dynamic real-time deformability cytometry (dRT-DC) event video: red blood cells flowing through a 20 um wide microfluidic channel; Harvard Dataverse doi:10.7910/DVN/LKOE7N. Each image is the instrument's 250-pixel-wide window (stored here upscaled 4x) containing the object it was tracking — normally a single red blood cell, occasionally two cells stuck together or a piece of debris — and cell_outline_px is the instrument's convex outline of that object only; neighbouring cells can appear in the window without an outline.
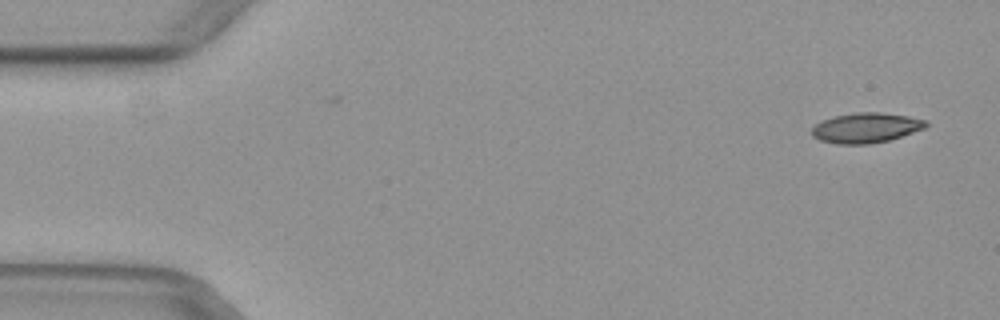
{"species": "common noctule bat (a hibernating species)", "species_latin": "Nyctalus noctula", "temperature_condition": "warm", "stored_images_in_passage": 9, "camera_frame_rate_fps": 3000, "um_per_image_px": 0.085, "animal": {"sex": "female", "body_mass_g": 29.2, "forearm_length_mm": 56.3}, "frame": {"image": 1, "passage_image": 2, "time_ms": 0.333, "image_size_px": [1000, 320], "cell_outline_px": [[928, 124], [924, 128], [888, 140], [868, 144], [836, 144], [820, 140], [812, 136], [812, 128], [816, 124], [824, 120], [836, 116], [856, 112], [880, 112], [908, 116], [924, 120]], "centroid_in_image_um": [73.58, 10.86], "position_along_channel_um": 11.4, "area_um2": 19.65}}